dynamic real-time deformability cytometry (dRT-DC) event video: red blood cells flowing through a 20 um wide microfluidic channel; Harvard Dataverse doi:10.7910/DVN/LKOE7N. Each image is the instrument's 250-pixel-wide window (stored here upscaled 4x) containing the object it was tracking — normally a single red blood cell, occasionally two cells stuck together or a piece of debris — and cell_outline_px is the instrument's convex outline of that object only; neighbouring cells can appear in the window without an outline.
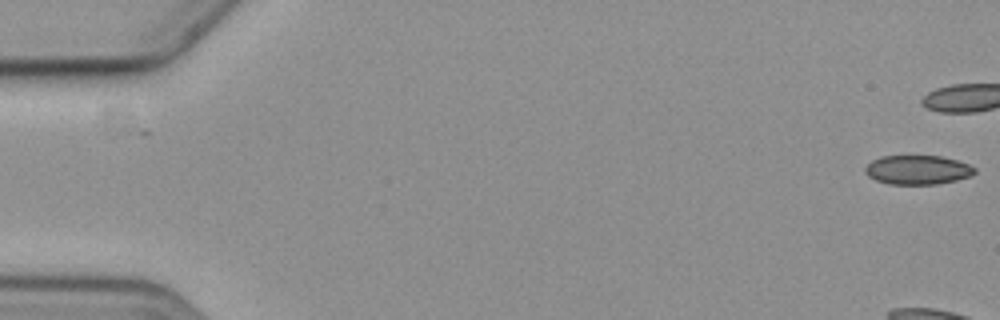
{"species": "common noctule bat (a hibernating species)", "species_latin": "Nyctalus noctula", "temperature_condition": "cold", "stored_images_in_passage": 2, "camera_frame_rate_fps": 3000, "um_per_image_px": 0.085, "animal": {"sex": "female", "body_mass_g": 19.3, "forearm_length_mm": 54.1}, "frame": {"image": 1, "passage_image": 2, "time_ms": 1.333, "image_size_px": [1000, 320], "cell_outline_px": [[976, 172], [972, 176], [956, 180], [936, 184], [888, 184], [876, 180], [868, 176], [864, 172], [864, 168], [872, 160], [880, 156], [940, 156], [956, 160], [968, 164], [976, 168]], "centroid_in_image_um": [77.99, 14.44], "position_along_channel_um": 7.0, "area_um2": 18.67}}